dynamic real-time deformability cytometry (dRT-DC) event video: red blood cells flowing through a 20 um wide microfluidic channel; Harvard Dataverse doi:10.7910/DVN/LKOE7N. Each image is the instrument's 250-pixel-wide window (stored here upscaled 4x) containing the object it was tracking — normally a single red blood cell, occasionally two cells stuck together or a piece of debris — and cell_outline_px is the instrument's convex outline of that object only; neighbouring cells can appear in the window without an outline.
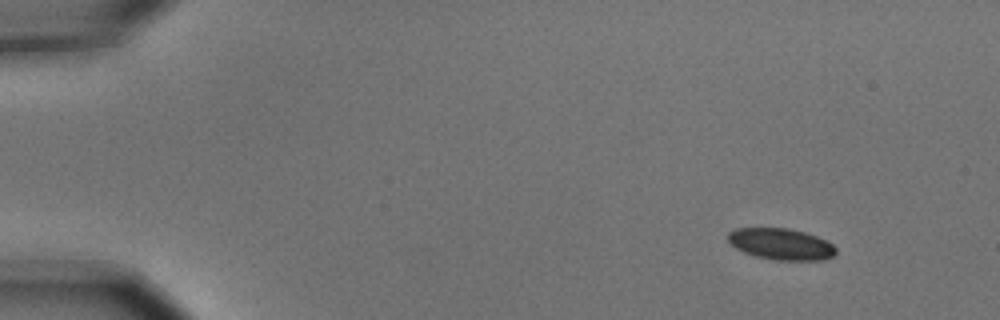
{"species": "common noctule bat (a hibernating species)", "species_latin": "Nyctalus noctula", "temperature_condition": "cold", "stored_images_in_passage": 4, "camera_frame_rate_fps": 3000, "um_per_image_px": 0.085, "animal": {"sex": "male", "body_mass_g": 15.6}, "frame": {"image": 1, "passage_image": 1, "time_ms": 0.0, "image_size_px": [1000, 320], "cell_outline_px": [[836, 252], [832, 256], [824, 260], [772, 260], [756, 256], [744, 252], [736, 248], [728, 240], [728, 232], [736, 228], [788, 228], [804, 232], [816, 236], [832, 244], [836, 248]], "centroid_in_image_um": [66.38, 20.75], "position_along_channel_um": 18.6, "area_um2": 19.65}}